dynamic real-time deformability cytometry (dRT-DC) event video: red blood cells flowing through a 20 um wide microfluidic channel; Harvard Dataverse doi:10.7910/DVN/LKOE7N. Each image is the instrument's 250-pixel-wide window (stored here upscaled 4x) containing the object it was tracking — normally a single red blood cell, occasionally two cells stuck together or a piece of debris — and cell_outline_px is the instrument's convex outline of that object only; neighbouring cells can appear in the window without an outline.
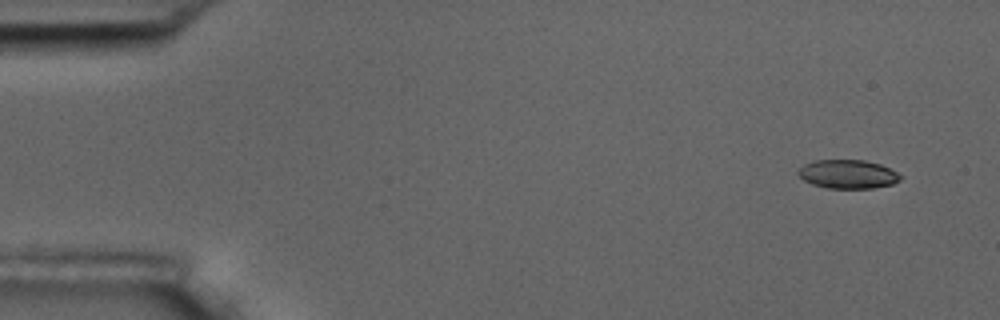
{"species": "common noctule bat (a hibernating species)", "species_latin": "Nyctalus noctula", "temperature_condition": "room temperature", "stored_images_in_passage": 6, "camera_frame_rate_fps": 3000, "um_per_image_px": 0.085, "animal": {"sex": "male", "body_mass_g": 17.5, "forearm_length_mm": 52.3}, "frame": {"image": 1, "passage_image": 1, "time_ms": 0.0, "image_size_px": [1000, 320], "cell_outline_px": [[900, 180], [892, 184], [872, 188], [828, 188], [812, 184], [804, 180], [796, 172], [804, 164], [816, 160], [864, 160], [880, 164], [896, 172], [900, 176]], "centroid_in_image_um": [72.04, 14.8], "position_along_channel_um": 13.0, "area_um2": 16.94}}
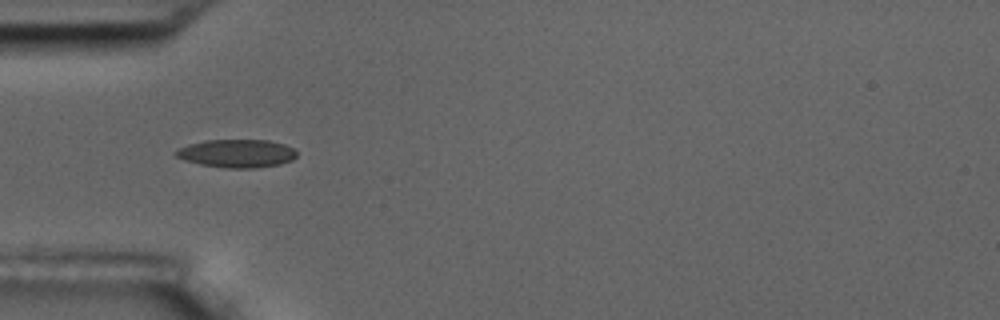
{"frame": {"image": 2, "passage_image": 5, "time_ms": 4.667, "image_size_px": [1000, 320], "cell_outline_px": [[296, 156], [292, 160], [280, 164], [256, 168], [224, 168], [200, 164], [184, 160], [176, 156], [172, 152], [188, 144], [204, 140], [268, 140], [284, 144], [292, 148], [296, 152]], "centroid_in_image_um": [20.11, 13.04], "position_along_channel_um": 64.9, "area_um2": 19.88}}